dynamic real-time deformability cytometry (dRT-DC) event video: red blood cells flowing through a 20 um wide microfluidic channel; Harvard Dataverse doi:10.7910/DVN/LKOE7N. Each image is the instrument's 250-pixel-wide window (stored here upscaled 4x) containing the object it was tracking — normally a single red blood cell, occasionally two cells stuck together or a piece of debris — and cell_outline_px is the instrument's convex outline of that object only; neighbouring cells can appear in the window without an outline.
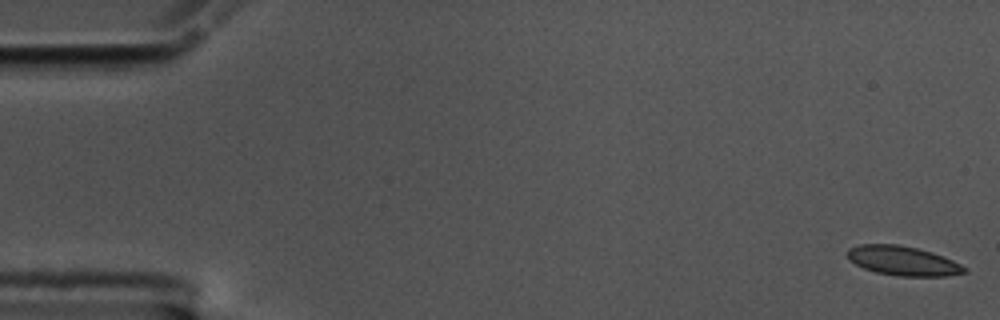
{"species": "common noctule bat (a hibernating species)", "species_latin": "Nyctalus noctula", "temperature_condition": "cold", "stored_images_in_passage": 57, "camera_frame_rate_fps": 3000, "um_per_image_px": 0.085, "animal": {"sex": "male", "body_mass_g": 17.5, "forearm_length_mm": 52.3}, "frame": {"image": 1, "passage_image": 1, "time_ms": 0.0, "image_size_px": [1000, 320], "cell_outline_px": [[968, 272], [948, 276], [896, 276], [876, 272], [864, 268], [848, 260], [848, 248], [860, 244], [896, 244], [916, 248], [932, 252], [952, 260], [968, 268]], "centroid_in_image_um": [76.76, 22.17], "position_along_channel_um": 8.2, "area_um2": 20.06}}
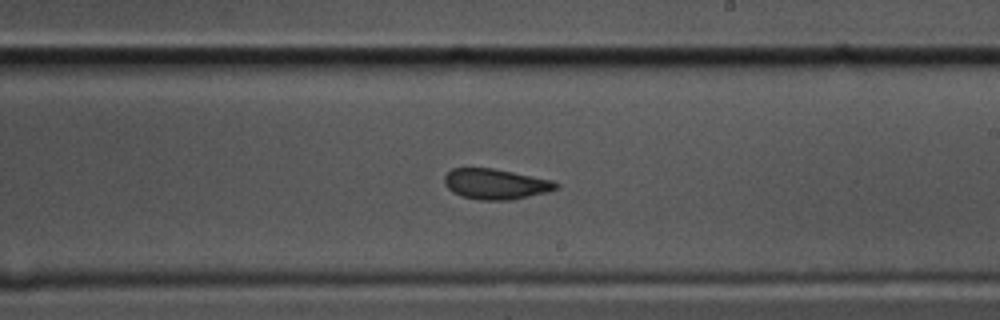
{"frame": {"image": 2, "passage_image": 33, "time_ms": 10.667, "image_size_px": [1000, 320], "cell_outline_px": [[560, 188], [548, 192], [512, 200], [480, 200], [464, 196], [452, 192], [444, 184], [444, 176], [452, 168], [492, 168], [552, 180], [560, 184]], "centroid_in_image_um": [42.15, 15.65], "position_along_channel_um": 246.9, "area_um2": 19.83}}
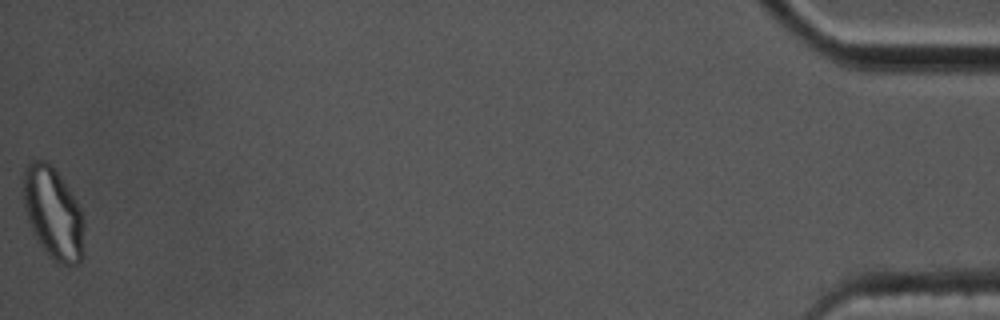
{"frame": {"image": 3, "passage_image": 57, "time_ms": 18.667, "image_size_px": [1000, 320], "cell_outline_px": [[84, 256], [80, 264], [60, 264], [40, 244], [32, 232], [24, 208], [24, 168], [32, 160], [44, 160], [52, 164], [76, 200], [80, 208], [84, 220]], "centroid_in_image_um": [4.55, 18.12], "position_along_channel_um": 430.7, "area_um2": 32.48}, "authors_computed_cell_mechanics": {"area_um2": 20.2878, "velocity_mm_per_s": 3.5302, "shape_relaxation_time_tau1_ms": 3.4626, "shape_relaxation_time_tau2_ms": 1.2398, "deformation_change_tau1": 0.1124, "deformation_change_tau2": 0.0673}}